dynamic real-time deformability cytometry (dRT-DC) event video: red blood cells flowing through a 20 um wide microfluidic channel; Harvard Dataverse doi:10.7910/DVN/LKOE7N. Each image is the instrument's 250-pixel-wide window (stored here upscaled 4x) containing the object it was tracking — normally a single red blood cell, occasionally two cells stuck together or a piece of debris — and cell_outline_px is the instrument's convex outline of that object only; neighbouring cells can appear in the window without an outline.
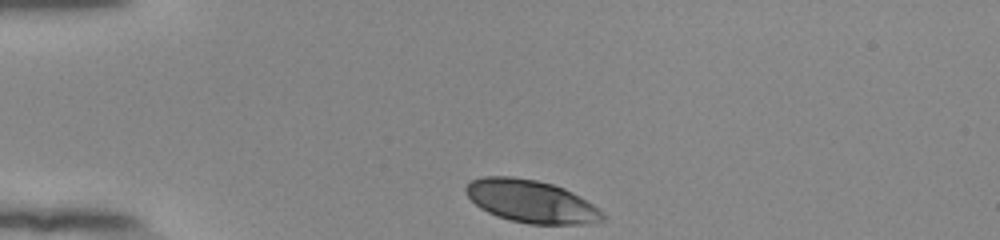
{"species": "human", "species_latin": "Homo sapiens", "temperature_condition": "room temperature", "stored_images_in_passage": 33, "camera_frame_rate_fps": 3000, "um_per_image_px": 0.085, "donor": {"sex": "female"}, "frame": {"image": 1, "passage_image": 1, "time_ms": 0.0, "image_size_px": [1000, 240], "cell_outline_px": [[604, 220], [588, 224], [528, 224], [496, 216], [480, 208], [468, 196], [464, 188], [472, 180], [484, 176], [512, 176], [536, 180], [552, 184], [564, 188], [580, 196], [592, 204], [604, 216]], "centroid_in_image_um": [45.13, 17.11], "position_along_channel_um": 39.9, "area_um2": 33.76}}
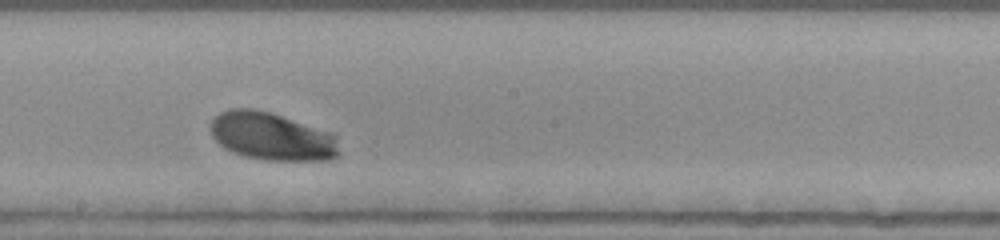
{"frame": {"image": 2, "passage_image": 19, "time_ms": 6.0, "image_size_px": [1000, 240], "cell_outline_px": [[340, 156], [328, 160], [264, 160], [244, 156], [232, 152], [224, 148], [212, 136], [212, 120], [220, 112], [228, 108], [252, 108], [272, 112], [336, 132], [340, 152]], "centroid_in_image_um": [23.19, 11.58], "position_along_channel_um": 225.0, "area_um2": 36.65}}
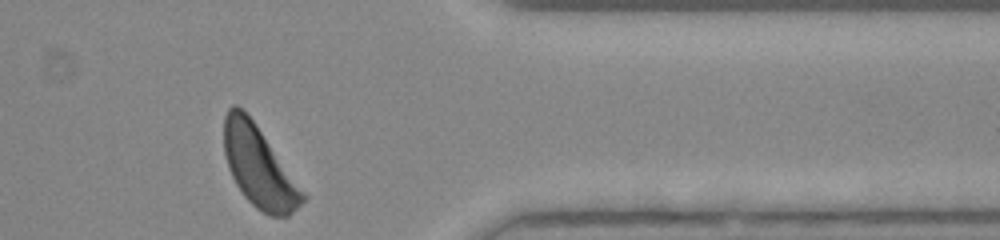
{"frame": {"image": 3, "passage_image": 33, "time_ms": 10.667, "image_size_px": [1000, 240], "cell_outline_px": [[308, 196], [288, 216], [272, 216], [256, 208], [244, 196], [236, 184], [228, 168], [224, 152], [224, 116], [228, 108], [232, 104], [236, 104], [256, 124]], "centroid_in_image_um": [22.0, 14.17], "position_along_channel_um": 389.4, "area_um2": 36.65}, "authors_computed_cell_mechanics": {"area_um2": 34.8534, "velocity_mm_per_s": 3.8033, "shape_relaxation_time_tau1_ms": 2.3388, "shape_relaxation_time_tau2_ms": null, "deformation_change_tau1": 0.1254, "deformation_change_tau2": null}}